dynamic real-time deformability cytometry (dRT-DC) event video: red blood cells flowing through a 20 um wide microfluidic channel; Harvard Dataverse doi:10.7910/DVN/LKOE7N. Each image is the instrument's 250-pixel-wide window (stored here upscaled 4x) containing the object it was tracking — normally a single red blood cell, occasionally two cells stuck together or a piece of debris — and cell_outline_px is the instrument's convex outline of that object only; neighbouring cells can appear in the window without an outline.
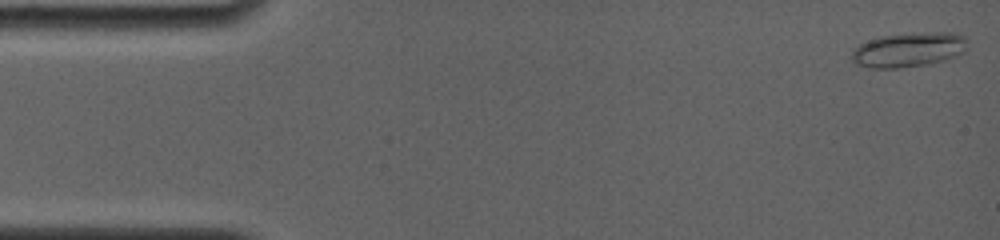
{"species": "common noctule bat (a hibernating species)", "species_latin": "Nyctalus noctula", "temperature_condition": "room temperature", "stored_images_in_passage": 8, "camera_frame_rate_fps": 4000, "um_per_image_px": 0.085, "animal": {"sex": "female", "body_mass_g": 19.0, "forearm_length_mm": 56.7}, "frame": {"image": 1, "passage_image": 1, "time_ms": 0.0, "image_size_px": [1000, 240], "cell_outline_px": [[964, 52], [944, 60], [924, 64], [900, 68], [868, 68], [852, 64], [852, 52], [860, 44], [868, 40], [880, 36], [932, 32], [952, 32], [964, 36]], "centroid_in_image_um": [77.16, 4.24], "position_along_channel_um": 7.8, "area_um2": 23.0}}
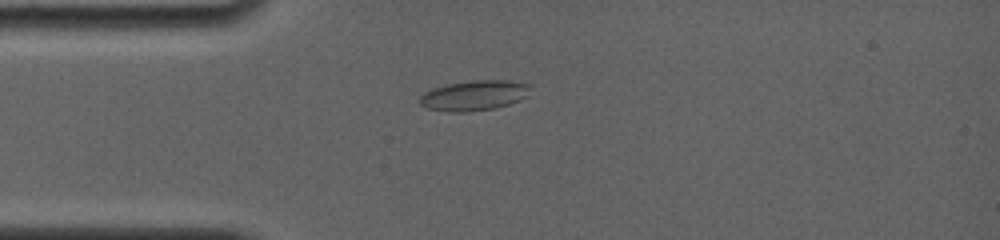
{"frame": {"image": 2, "passage_image": 7, "time_ms": 3.75, "image_size_px": [1000, 240], "cell_outline_px": [[532, 84], [528, 96], [520, 100], [496, 108], [468, 112], [452, 112], [428, 108], [420, 104], [420, 96], [424, 92], [432, 88], [448, 84], [472, 80], [508, 80]], "centroid_in_image_um": [40.34, 8.1], "position_along_channel_um": 44.7, "area_um2": 19.59}}